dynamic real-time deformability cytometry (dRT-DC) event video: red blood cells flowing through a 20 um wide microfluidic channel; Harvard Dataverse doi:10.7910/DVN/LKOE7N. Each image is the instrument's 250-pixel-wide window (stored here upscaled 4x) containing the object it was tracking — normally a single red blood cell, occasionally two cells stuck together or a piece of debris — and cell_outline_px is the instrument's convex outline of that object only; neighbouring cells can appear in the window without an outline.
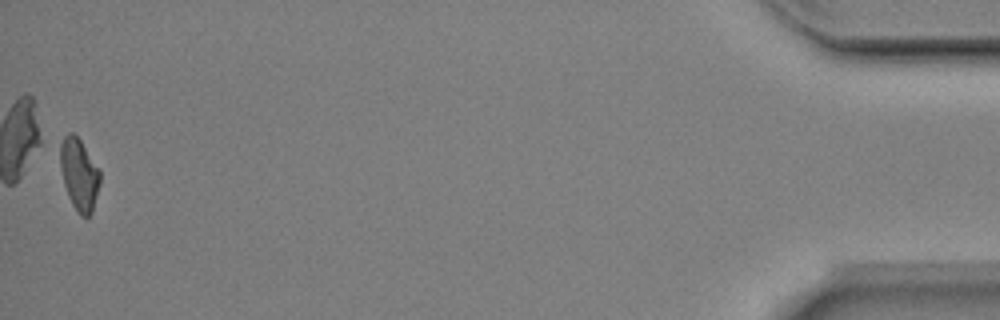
{"species": "Egyptian fruit bat (a non-hibernating species)", "species_latin": "Rousettus aegyptiacus", "temperature_condition": "room temperature", "stored_images_in_passage": 51, "camera_frame_rate_fps": 3000, "um_per_image_px": 0.085, "animal": {"sex": "male"}, "frame": {"image": 1, "passage_image": 51, "time_ms": 16.667, "image_size_px": [1000, 320], "cell_outline_px": [[100, 184], [92, 212], [88, 216], [80, 216], [76, 212], [68, 196], [64, 184], [56, 144], [68, 132], [72, 132], [80, 140], [100, 168]], "centroid_in_image_um": [6.7, 14.77], "position_along_channel_um": 428.5, "area_um2": 17.17}, "authors_computed_cell_mechanics": {"area_um2": 17.8602, "velocity_mm_per_s": 3.9806, "shape_relaxation_time_tau1_ms": 3.8822, "shape_relaxation_time_tau2_ms": 7.6, "deformation_change_tau1": 0.1436, "deformation_change_tau2": 0.1552}}